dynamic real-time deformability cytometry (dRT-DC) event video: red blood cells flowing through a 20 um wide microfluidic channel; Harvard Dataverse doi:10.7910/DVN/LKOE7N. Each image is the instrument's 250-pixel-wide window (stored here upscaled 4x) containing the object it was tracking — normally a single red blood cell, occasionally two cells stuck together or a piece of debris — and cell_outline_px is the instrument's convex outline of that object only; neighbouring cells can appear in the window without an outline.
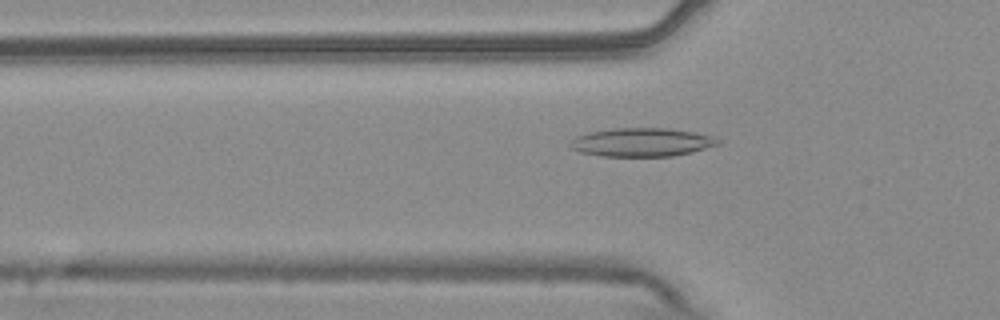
{"species": "common noctule bat (a hibernating species)", "species_latin": "Nyctalus noctula", "temperature_condition": "warm", "stored_images_in_passage": 55, "camera_frame_rate_fps": 3000, "um_per_image_px": 0.085, "animal": {"sex": "male", "body_mass_g": 20.4}, "frame": {"image": 1, "passage_image": 18, "time_ms": 5.667, "image_size_px": [1000, 320], "cell_outline_px": [[720, 144], [692, 152], [672, 156], [600, 156], [580, 152], [572, 148], [568, 144], [576, 136], [588, 132], [612, 128], [668, 128], [716, 136], [720, 140]], "centroid_in_image_um": [54.55, 12.09], "position_along_channel_um": 71.2, "area_um2": 24.68}}
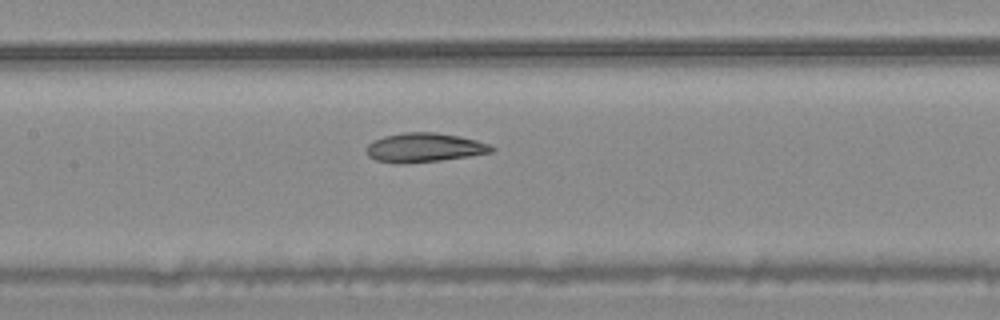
{"frame": {"image": 2, "passage_image": 26, "time_ms": 8.333, "image_size_px": [1000, 320], "cell_outline_px": [[496, 148], [492, 152], [468, 156], [440, 160], [400, 164], [376, 160], [368, 156], [364, 148], [372, 140], [384, 136], [404, 132], [436, 132], [460, 136], [476, 140], [488, 144]], "centroid_in_image_um": [36.02, 12.54], "position_along_channel_um": 171.4, "area_um2": 21.33}}
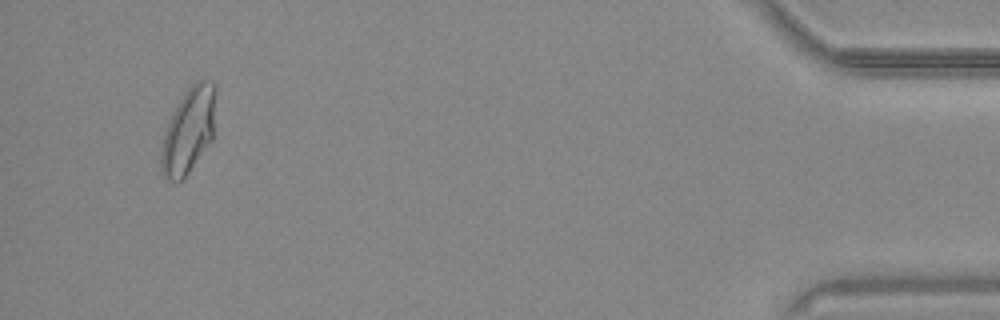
{"frame": {"image": 3, "passage_image": 52, "time_ms": 17.0, "image_size_px": [1000, 320], "cell_outline_px": [[216, 92], [212, 140], [188, 172], [180, 180], [164, 180], [160, 172], [160, 156], [164, 132], [172, 112], [188, 88], [196, 80], [212, 80], [216, 84]], "centroid_in_image_um": [16.02, 11.07], "position_along_channel_um": 419.2, "area_um2": 27.22}, "authors_computed_cell_mechanics": {"area_um2": 23.12, "velocity_mm_per_s": 3.7163, "shape_relaxation_time_tau1_ms": 5.8069, "shape_relaxation_time_tau2_ms": 2.2592, "deformation_change_tau1": 0.1751, "deformation_change_tau2": 0.0648}}